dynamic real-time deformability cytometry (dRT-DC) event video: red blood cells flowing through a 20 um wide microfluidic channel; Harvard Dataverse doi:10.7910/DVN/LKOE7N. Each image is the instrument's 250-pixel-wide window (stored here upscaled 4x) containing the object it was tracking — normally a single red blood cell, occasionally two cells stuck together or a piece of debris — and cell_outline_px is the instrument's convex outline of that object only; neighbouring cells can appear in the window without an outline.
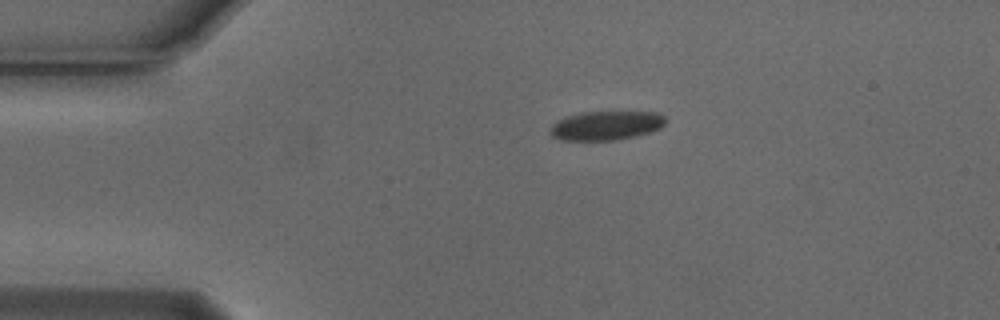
{"species": "Egyptian fruit bat (a non-hibernating species)", "species_latin": "Rousettus aegyptiacus", "temperature_condition": "cold", "stored_images_in_passage": 39, "camera_frame_rate_fps": 3000, "um_per_image_px": 0.085, "animal": {"sex": "male"}, "frame": {"image": 1, "passage_image": 1, "time_ms": 0.0, "image_size_px": [1000, 320], "cell_outline_px": [[664, 124], [660, 128], [636, 136], [616, 140], [560, 140], [552, 136], [548, 132], [552, 124], [556, 120], [580, 112], [660, 112], [664, 116]], "centroid_in_image_um": [51.48, 10.67], "position_along_channel_um": 33.5, "area_um2": 19.59}}
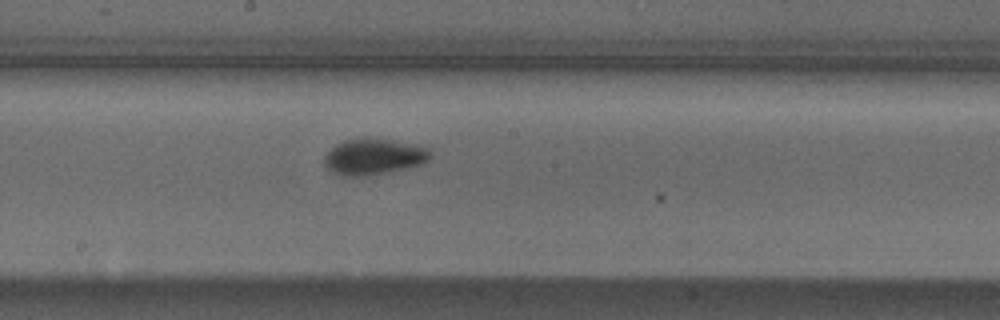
{"frame": {"image": 2, "passage_image": 19, "time_ms": 6.0, "image_size_px": [1000, 320], "cell_outline_px": [[432, 156], [428, 160], [420, 164], [404, 168], [384, 172], [352, 176], [344, 176], [332, 172], [324, 164], [324, 156], [336, 144], [344, 140], [368, 136], [420, 144], [432, 148]], "centroid_in_image_um": [31.81, 13.26], "position_along_channel_um": 216.4, "area_um2": 22.48}}
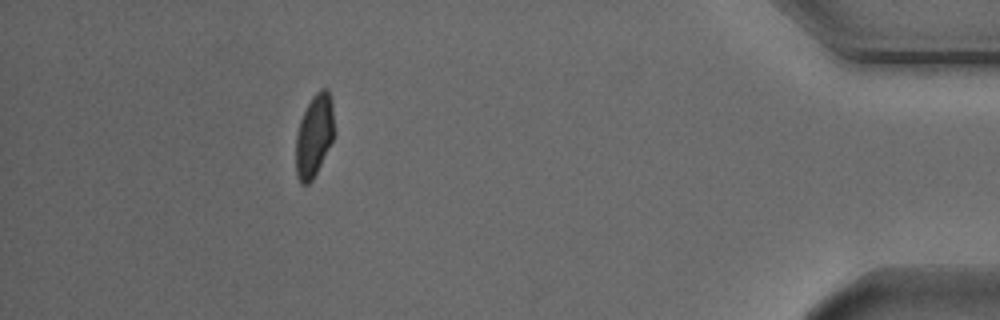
{"frame": {"image": 3, "passage_image": 39, "time_ms": 12.667, "image_size_px": [1000, 320], "cell_outline_px": [[336, 132], [312, 180], [308, 184], [300, 184], [296, 176], [296, 136], [300, 120], [312, 96], [320, 88], [328, 88], [332, 100]], "centroid_in_image_um": [26.72, 11.49], "position_along_channel_um": 408.5, "area_um2": 18.61}, "authors_computed_cell_mechanics": {"area_um2": 20.2878, "velocity_mm_per_s": 3.7539, "shape_relaxation_time_tau1_ms": 2.8582, "shape_relaxation_time_tau2_ms": null, "deformation_change_tau1": 0.097, "deformation_change_tau2": null}}